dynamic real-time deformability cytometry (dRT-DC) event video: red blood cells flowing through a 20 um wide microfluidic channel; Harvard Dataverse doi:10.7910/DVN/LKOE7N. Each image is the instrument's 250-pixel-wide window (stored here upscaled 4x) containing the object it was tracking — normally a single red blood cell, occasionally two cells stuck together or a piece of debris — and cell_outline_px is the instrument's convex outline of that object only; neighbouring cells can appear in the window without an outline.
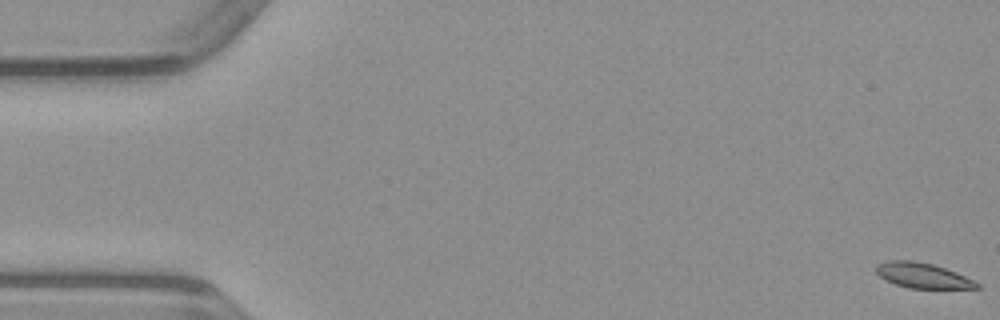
{"species": "common noctule bat (a hibernating species)", "species_latin": "Nyctalus noctula", "temperature_condition": "warm", "stored_images_in_passage": 22, "camera_frame_rate_fps": 3000, "um_per_image_px": 0.085, "animal": {"sex": "male", "body_mass_g": 23.1, "forearm_length_mm": 52.7}, "frame": {"image": 1, "passage_image": 1, "time_ms": 0.0, "image_size_px": [1000, 320], "cell_outline_px": [[980, 288], [908, 288], [896, 284], [880, 276], [876, 272], [876, 264], [888, 260], [916, 260], [932, 264], [956, 272], [980, 284]], "centroid_in_image_um": [78.4, 23.4], "position_along_channel_um": 6.6, "area_um2": 14.62}}
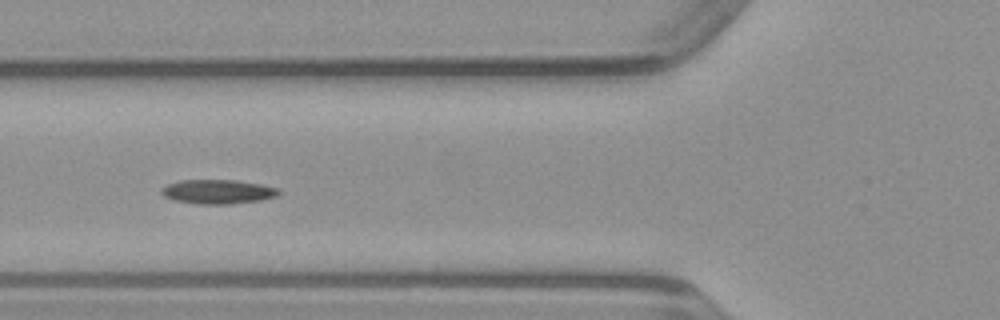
{"frame": {"image": 2, "passage_image": 19, "time_ms": 6.0, "image_size_px": [1000, 320], "cell_outline_px": [[280, 192], [276, 196], [260, 200], [232, 204], [200, 204], [176, 200], [164, 196], [160, 192], [160, 188], [168, 184], [180, 180], [236, 180], [260, 184], [280, 188]], "centroid_in_image_um": [18.52, 16.29], "position_along_channel_um": 107.3, "area_um2": 16.53}}
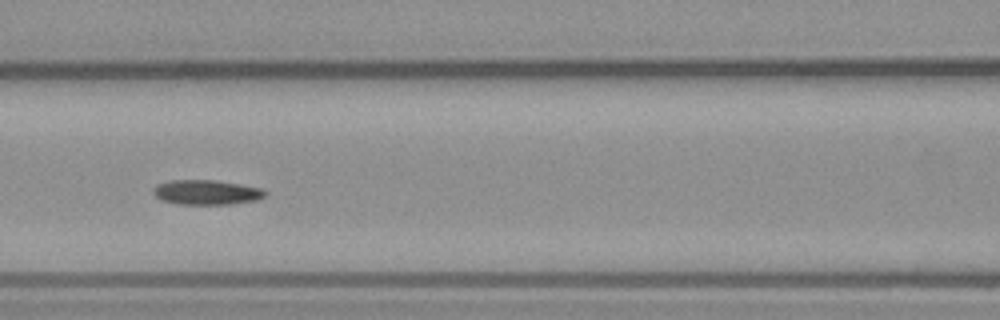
{"frame": {"image": 3, "passage_image": 22, "time_ms": 7.0, "image_size_px": [1000, 320], "cell_outline_px": [[268, 192], [264, 196], [256, 200], [232, 204], [176, 204], [160, 200], [152, 192], [152, 188], [156, 184], [168, 180], [216, 180], [264, 188]], "centroid_in_image_um": [17.53, 16.34], "position_along_channel_um": 149.1, "area_um2": 16.42}}